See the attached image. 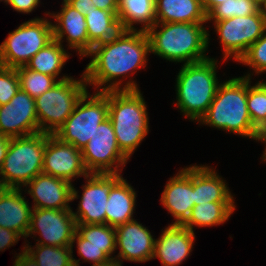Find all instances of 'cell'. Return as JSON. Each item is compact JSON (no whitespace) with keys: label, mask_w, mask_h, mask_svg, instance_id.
Segmentation results:
<instances>
[{"label":"cell","mask_w":266,"mask_h":266,"mask_svg":"<svg viewBox=\"0 0 266 266\" xmlns=\"http://www.w3.org/2000/svg\"><path fill=\"white\" fill-rule=\"evenodd\" d=\"M149 53L150 44L145 31L121 30L114 38L93 46L86 55L92 58L83 72L86 83L103 92L139 90L135 80L130 78L123 85L120 77L125 79L139 68L147 67Z\"/></svg>","instance_id":"6da1fadb"},{"label":"cell","mask_w":266,"mask_h":266,"mask_svg":"<svg viewBox=\"0 0 266 266\" xmlns=\"http://www.w3.org/2000/svg\"><path fill=\"white\" fill-rule=\"evenodd\" d=\"M204 24L156 22L146 31L150 53L169 62L184 64L209 59L205 52L208 51L210 34Z\"/></svg>","instance_id":"7a4b0ae2"},{"label":"cell","mask_w":266,"mask_h":266,"mask_svg":"<svg viewBox=\"0 0 266 266\" xmlns=\"http://www.w3.org/2000/svg\"><path fill=\"white\" fill-rule=\"evenodd\" d=\"M198 123L261 142L262 133L252 124L247 108V76L221 81Z\"/></svg>","instance_id":"3957f363"},{"label":"cell","mask_w":266,"mask_h":266,"mask_svg":"<svg viewBox=\"0 0 266 266\" xmlns=\"http://www.w3.org/2000/svg\"><path fill=\"white\" fill-rule=\"evenodd\" d=\"M217 59L183 64L176 75V106L185 118L199 122L212 103L219 80Z\"/></svg>","instance_id":"277c9868"},{"label":"cell","mask_w":266,"mask_h":266,"mask_svg":"<svg viewBox=\"0 0 266 266\" xmlns=\"http://www.w3.org/2000/svg\"><path fill=\"white\" fill-rule=\"evenodd\" d=\"M109 119L117 144L129 159L149 132L146 102L140 90H109Z\"/></svg>","instance_id":"5b68a950"},{"label":"cell","mask_w":266,"mask_h":266,"mask_svg":"<svg viewBox=\"0 0 266 266\" xmlns=\"http://www.w3.org/2000/svg\"><path fill=\"white\" fill-rule=\"evenodd\" d=\"M48 133L11 138L0 168V181L6 188L22 189L43 173V159ZM23 185V186H22Z\"/></svg>","instance_id":"8992f818"},{"label":"cell","mask_w":266,"mask_h":266,"mask_svg":"<svg viewBox=\"0 0 266 266\" xmlns=\"http://www.w3.org/2000/svg\"><path fill=\"white\" fill-rule=\"evenodd\" d=\"M81 79L70 78L58 81L51 89L35 98L40 132L55 134L74 111L87 91L84 73Z\"/></svg>","instance_id":"52a82bcc"},{"label":"cell","mask_w":266,"mask_h":266,"mask_svg":"<svg viewBox=\"0 0 266 266\" xmlns=\"http://www.w3.org/2000/svg\"><path fill=\"white\" fill-rule=\"evenodd\" d=\"M88 90L83 94L74 111L55 132V136L65 143L82 150L95 133L97 126L109 118V91Z\"/></svg>","instance_id":"ba28073f"},{"label":"cell","mask_w":266,"mask_h":266,"mask_svg":"<svg viewBox=\"0 0 266 266\" xmlns=\"http://www.w3.org/2000/svg\"><path fill=\"white\" fill-rule=\"evenodd\" d=\"M54 40L52 22L34 18L8 34L0 45V65L10 68L26 66L31 58Z\"/></svg>","instance_id":"9c48e42d"},{"label":"cell","mask_w":266,"mask_h":266,"mask_svg":"<svg viewBox=\"0 0 266 266\" xmlns=\"http://www.w3.org/2000/svg\"><path fill=\"white\" fill-rule=\"evenodd\" d=\"M213 25L223 47L224 61L233 57L234 61L238 62L266 30V21L261 9L256 14L216 21Z\"/></svg>","instance_id":"30bf717a"},{"label":"cell","mask_w":266,"mask_h":266,"mask_svg":"<svg viewBox=\"0 0 266 266\" xmlns=\"http://www.w3.org/2000/svg\"><path fill=\"white\" fill-rule=\"evenodd\" d=\"M81 151L89 173L121 174L122 168L129 160L117 144L114 127L109 118L97 126L95 133Z\"/></svg>","instance_id":"8fae6325"},{"label":"cell","mask_w":266,"mask_h":266,"mask_svg":"<svg viewBox=\"0 0 266 266\" xmlns=\"http://www.w3.org/2000/svg\"><path fill=\"white\" fill-rule=\"evenodd\" d=\"M76 220L71 209L33 208L27 237L41 236L36 239L40 245L71 246L76 232ZM37 233V234H36Z\"/></svg>","instance_id":"7c38bea8"},{"label":"cell","mask_w":266,"mask_h":266,"mask_svg":"<svg viewBox=\"0 0 266 266\" xmlns=\"http://www.w3.org/2000/svg\"><path fill=\"white\" fill-rule=\"evenodd\" d=\"M121 174L90 173L85 177L83 193L74 212L77 224H106L105 208L111 187L122 177Z\"/></svg>","instance_id":"4fadbf2b"},{"label":"cell","mask_w":266,"mask_h":266,"mask_svg":"<svg viewBox=\"0 0 266 266\" xmlns=\"http://www.w3.org/2000/svg\"><path fill=\"white\" fill-rule=\"evenodd\" d=\"M42 172L71 184L74 178H85L90 174L85 167L82 151L54 134H48L46 139Z\"/></svg>","instance_id":"5bb4252c"},{"label":"cell","mask_w":266,"mask_h":266,"mask_svg":"<svg viewBox=\"0 0 266 266\" xmlns=\"http://www.w3.org/2000/svg\"><path fill=\"white\" fill-rule=\"evenodd\" d=\"M38 132L35 98L19 89L9 103L0 106V133L17 138Z\"/></svg>","instance_id":"9a60e30c"},{"label":"cell","mask_w":266,"mask_h":266,"mask_svg":"<svg viewBox=\"0 0 266 266\" xmlns=\"http://www.w3.org/2000/svg\"><path fill=\"white\" fill-rule=\"evenodd\" d=\"M115 232L116 250L120 251L114 256V262L121 265L123 260L143 263L153 258L155 238L142 223L134 219L115 227Z\"/></svg>","instance_id":"2e32d148"},{"label":"cell","mask_w":266,"mask_h":266,"mask_svg":"<svg viewBox=\"0 0 266 266\" xmlns=\"http://www.w3.org/2000/svg\"><path fill=\"white\" fill-rule=\"evenodd\" d=\"M24 187H28L27 194L33 199L32 208L72 209L69 203L80 197L73 184L44 173L37 175Z\"/></svg>","instance_id":"e0dca14e"},{"label":"cell","mask_w":266,"mask_h":266,"mask_svg":"<svg viewBox=\"0 0 266 266\" xmlns=\"http://www.w3.org/2000/svg\"><path fill=\"white\" fill-rule=\"evenodd\" d=\"M160 202L175 218L172 224L182 225L190 216L194 203V165L182 168L168 180Z\"/></svg>","instance_id":"ac0fdd59"},{"label":"cell","mask_w":266,"mask_h":266,"mask_svg":"<svg viewBox=\"0 0 266 266\" xmlns=\"http://www.w3.org/2000/svg\"><path fill=\"white\" fill-rule=\"evenodd\" d=\"M46 16L54 18L53 34L54 40L63 43L66 36L68 48L76 49L80 58L86 57L89 53V37L85 16L70 6L65 0L62 2L60 12L45 13Z\"/></svg>","instance_id":"d6986e66"},{"label":"cell","mask_w":266,"mask_h":266,"mask_svg":"<svg viewBox=\"0 0 266 266\" xmlns=\"http://www.w3.org/2000/svg\"><path fill=\"white\" fill-rule=\"evenodd\" d=\"M155 239L153 258H159L162 266H179L191 254L195 233L187 227L170 224Z\"/></svg>","instance_id":"ffe728a7"},{"label":"cell","mask_w":266,"mask_h":266,"mask_svg":"<svg viewBox=\"0 0 266 266\" xmlns=\"http://www.w3.org/2000/svg\"><path fill=\"white\" fill-rule=\"evenodd\" d=\"M22 189L6 188L0 195V226L26 238L32 209Z\"/></svg>","instance_id":"44dd1931"},{"label":"cell","mask_w":266,"mask_h":266,"mask_svg":"<svg viewBox=\"0 0 266 266\" xmlns=\"http://www.w3.org/2000/svg\"><path fill=\"white\" fill-rule=\"evenodd\" d=\"M211 166L194 164V203L234 202L227 183Z\"/></svg>","instance_id":"7402d4cb"},{"label":"cell","mask_w":266,"mask_h":266,"mask_svg":"<svg viewBox=\"0 0 266 266\" xmlns=\"http://www.w3.org/2000/svg\"><path fill=\"white\" fill-rule=\"evenodd\" d=\"M136 194L123 177L111 187L105 208L107 225L117 227L135 219Z\"/></svg>","instance_id":"603a6c76"},{"label":"cell","mask_w":266,"mask_h":266,"mask_svg":"<svg viewBox=\"0 0 266 266\" xmlns=\"http://www.w3.org/2000/svg\"><path fill=\"white\" fill-rule=\"evenodd\" d=\"M156 22L207 23L200 0H155Z\"/></svg>","instance_id":"cb8c5ba5"},{"label":"cell","mask_w":266,"mask_h":266,"mask_svg":"<svg viewBox=\"0 0 266 266\" xmlns=\"http://www.w3.org/2000/svg\"><path fill=\"white\" fill-rule=\"evenodd\" d=\"M117 16L122 30L147 31L156 23L155 0H118Z\"/></svg>","instance_id":"d4e9b609"},{"label":"cell","mask_w":266,"mask_h":266,"mask_svg":"<svg viewBox=\"0 0 266 266\" xmlns=\"http://www.w3.org/2000/svg\"><path fill=\"white\" fill-rule=\"evenodd\" d=\"M87 34L89 37V52L92 47L114 38L122 29L117 12L93 7L85 15Z\"/></svg>","instance_id":"484cf974"},{"label":"cell","mask_w":266,"mask_h":266,"mask_svg":"<svg viewBox=\"0 0 266 266\" xmlns=\"http://www.w3.org/2000/svg\"><path fill=\"white\" fill-rule=\"evenodd\" d=\"M235 209V202H205L194 205L190 216L182 225L194 233L195 227H212L224 224Z\"/></svg>","instance_id":"4316f807"},{"label":"cell","mask_w":266,"mask_h":266,"mask_svg":"<svg viewBox=\"0 0 266 266\" xmlns=\"http://www.w3.org/2000/svg\"><path fill=\"white\" fill-rule=\"evenodd\" d=\"M68 53L59 41L53 40L38 51L26 64V67L58 79L63 66L70 57Z\"/></svg>","instance_id":"83f0119b"},{"label":"cell","mask_w":266,"mask_h":266,"mask_svg":"<svg viewBox=\"0 0 266 266\" xmlns=\"http://www.w3.org/2000/svg\"><path fill=\"white\" fill-rule=\"evenodd\" d=\"M25 251L37 262L38 266H80V259L73 256L71 246H50L25 244ZM36 249V250H35Z\"/></svg>","instance_id":"f1b7e54d"},{"label":"cell","mask_w":266,"mask_h":266,"mask_svg":"<svg viewBox=\"0 0 266 266\" xmlns=\"http://www.w3.org/2000/svg\"><path fill=\"white\" fill-rule=\"evenodd\" d=\"M76 231L90 244L99 247L113 261L112 256L116 250V232L115 227L107 224H77Z\"/></svg>","instance_id":"f546056e"},{"label":"cell","mask_w":266,"mask_h":266,"mask_svg":"<svg viewBox=\"0 0 266 266\" xmlns=\"http://www.w3.org/2000/svg\"><path fill=\"white\" fill-rule=\"evenodd\" d=\"M247 108L252 124L263 134L266 131V89L257 82L251 86V73H247Z\"/></svg>","instance_id":"4dcf8cb0"},{"label":"cell","mask_w":266,"mask_h":266,"mask_svg":"<svg viewBox=\"0 0 266 266\" xmlns=\"http://www.w3.org/2000/svg\"><path fill=\"white\" fill-rule=\"evenodd\" d=\"M20 81V89L36 98L51 89L58 81L70 78L63 75L59 80L50 75L30 70L26 66L16 68Z\"/></svg>","instance_id":"1f68e13d"},{"label":"cell","mask_w":266,"mask_h":266,"mask_svg":"<svg viewBox=\"0 0 266 266\" xmlns=\"http://www.w3.org/2000/svg\"><path fill=\"white\" fill-rule=\"evenodd\" d=\"M261 9L252 0H227L217 5L208 15V21H221L232 17L256 14Z\"/></svg>","instance_id":"d6a6232c"},{"label":"cell","mask_w":266,"mask_h":266,"mask_svg":"<svg viewBox=\"0 0 266 266\" xmlns=\"http://www.w3.org/2000/svg\"><path fill=\"white\" fill-rule=\"evenodd\" d=\"M239 63L249 66L256 74L266 73V30L240 58Z\"/></svg>","instance_id":"836d02e7"},{"label":"cell","mask_w":266,"mask_h":266,"mask_svg":"<svg viewBox=\"0 0 266 266\" xmlns=\"http://www.w3.org/2000/svg\"><path fill=\"white\" fill-rule=\"evenodd\" d=\"M76 241L78 255L81 256L84 262L93 263L92 266H105L113 262V260L99 247H96L87 239H84L77 231L72 239L71 247Z\"/></svg>","instance_id":"e575fe53"},{"label":"cell","mask_w":266,"mask_h":266,"mask_svg":"<svg viewBox=\"0 0 266 266\" xmlns=\"http://www.w3.org/2000/svg\"><path fill=\"white\" fill-rule=\"evenodd\" d=\"M20 89L16 68L0 65V106L9 103Z\"/></svg>","instance_id":"d590c367"},{"label":"cell","mask_w":266,"mask_h":266,"mask_svg":"<svg viewBox=\"0 0 266 266\" xmlns=\"http://www.w3.org/2000/svg\"><path fill=\"white\" fill-rule=\"evenodd\" d=\"M21 237L19 233L0 226V251H5V249L13 246Z\"/></svg>","instance_id":"8d00e7d4"},{"label":"cell","mask_w":266,"mask_h":266,"mask_svg":"<svg viewBox=\"0 0 266 266\" xmlns=\"http://www.w3.org/2000/svg\"><path fill=\"white\" fill-rule=\"evenodd\" d=\"M40 0H9L8 5L20 13L30 14L39 6Z\"/></svg>","instance_id":"74e56055"},{"label":"cell","mask_w":266,"mask_h":266,"mask_svg":"<svg viewBox=\"0 0 266 266\" xmlns=\"http://www.w3.org/2000/svg\"><path fill=\"white\" fill-rule=\"evenodd\" d=\"M65 1L84 16L86 15L87 11L90 12L91 10H93V7H95L94 3L91 2V0H65Z\"/></svg>","instance_id":"f35d334b"},{"label":"cell","mask_w":266,"mask_h":266,"mask_svg":"<svg viewBox=\"0 0 266 266\" xmlns=\"http://www.w3.org/2000/svg\"><path fill=\"white\" fill-rule=\"evenodd\" d=\"M14 257L16 258L13 266H38L37 262L25 251V247L21 253Z\"/></svg>","instance_id":"ab89813d"},{"label":"cell","mask_w":266,"mask_h":266,"mask_svg":"<svg viewBox=\"0 0 266 266\" xmlns=\"http://www.w3.org/2000/svg\"><path fill=\"white\" fill-rule=\"evenodd\" d=\"M95 7L102 10H110L111 12H117L118 0H91Z\"/></svg>","instance_id":"60d3db41"},{"label":"cell","mask_w":266,"mask_h":266,"mask_svg":"<svg viewBox=\"0 0 266 266\" xmlns=\"http://www.w3.org/2000/svg\"><path fill=\"white\" fill-rule=\"evenodd\" d=\"M10 140L11 138L0 133V168L3 164L4 158L6 157Z\"/></svg>","instance_id":"b9f144b4"},{"label":"cell","mask_w":266,"mask_h":266,"mask_svg":"<svg viewBox=\"0 0 266 266\" xmlns=\"http://www.w3.org/2000/svg\"><path fill=\"white\" fill-rule=\"evenodd\" d=\"M200 1L206 15H208L217 5L227 0H200Z\"/></svg>","instance_id":"7bdbcfd3"},{"label":"cell","mask_w":266,"mask_h":266,"mask_svg":"<svg viewBox=\"0 0 266 266\" xmlns=\"http://www.w3.org/2000/svg\"><path fill=\"white\" fill-rule=\"evenodd\" d=\"M265 143L266 145V131L262 134V138H261V143ZM262 161H264L266 163V146H265V150L263 151V154H262Z\"/></svg>","instance_id":"ee69618b"},{"label":"cell","mask_w":266,"mask_h":266,"mask_svg":"<svg viewBox=\"0 0 266 266\" xmlns=\"http://www.w3.org/2000/svg\"><path fill=\"white\" fill-rule=\"evenodd\" d=\"M261 12L266 21V2L261 6Z\"/></svg>","instance_id":"f6af8a7d"},{"label":"cell","mask_w":266,"mask_h":266,"mask_svg":"<svg viewBox=\"0 0 266 266\" xmlns=\"http://www.w3.org/2000/svg\"><path fill=\"white\" fill-rule=\"evenodd\" d=\"M252 1L255 2L260 7L266 2V0H252Z\"/></svg>","instance_id":"bcb514c9"},{"label":"cell","mask_w":266,"mask_h":266,"mask_svg":"<svg viewBox=\"0 0 266 266\" xmlns=\"http://www.w3.org/2000/svg\"><path fill=\"white\" fill-rule=\"evenodd\" d=\"M6 189L4 184L0 181V195L3 193V191Z\"/></svg>","instance_id":"7dc6e473"},{"label":"cell","mask_w":266,"mask_h":266,"mask_svg":"<svg viewBox=\"0 0 266 266\" xmlns=\"http://www.w3.org/2000/svg\"><path fill=\"white\" fill-rule=\"evenodd\" d=\"M105 266H122V265L113 261L112 263L105 265Z\"/></svg>","instance_id":"c3c4849f"},{"label":"cell","mask_w":266,"mask_h":266,"mask_svg":"<svg viewBox=\"0 0 266 266\" xmlns=\"http://www.w3.org/2000/svg\"><path fill=\"white\" fill-rule=\"evenodd\" d=\"M258 82L266 89V81H264V82L258 81Z\"/></svg>","instance_id":"681fc988"},{"label":"cell","mask_w":266,"mask_h":266,"mask_svg":"<svg viewBox=\"0 0 266 266\" xmlns=\"http://www.w3.org/2000/svg\"><path fill=\"white\" fill-rule=\"evenodd\" d=\"M0 1H2V2L4 1V3L7 5L9 0H0Z\"/></svg>","instance_id":"f907efd6"}]
</instances>
